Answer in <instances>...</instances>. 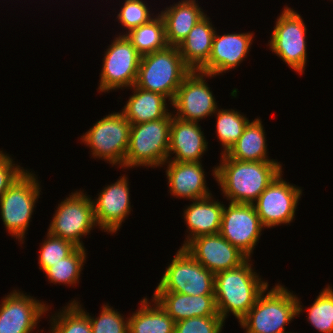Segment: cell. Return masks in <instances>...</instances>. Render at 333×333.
Segmentation results:
<instances>
[{
	"label": "cell",
	"mask_w": 333,
	"mask_h": 333,
	"mask_svg": "<svg viewBox=\"0 0 333 333\" xmlns=\"http://www.w3.org/2000/svg\"><path fill=\"white\" fill-rule=\"evenodd\" d=\"M275 24L268 43L271 50L293 70L303 74L307 64V29L303 19L286 6Z\"/></svg>",
	"instance_id": "30bf717a"
},
{
	"label": "cell",
	"mask_w": 333,
	"mask_h": 333,
	"mask_svg": "<svg viewBox=\"0 0 333 333\" xmlns=\"http://www.w3.org/2000/svg\"><path fill=\"white\" fill-rule=\"evenodd\" d=\"M267 290L268 287L239 321L245 333H288L285 326L302 312L299 298L284 286L277 284L264 295Z\"/></svg>",
	"instance_id": "3957f363"
},
{
	"label": "cell",
	"mask_w": 333,
	"mask_h": 333,
	"mask_svg": "<svg viewBox=\"0 0 333 333\" xmlns=\"http://www.w3.org/2000/svg\"><path fill=\"white\" fill-rule=\"evenodd\" d=\"M224 204L208 197L193 200V203L184 210V219L189 235L184 241V247L190 240L201 235L217 234L220 231L222 211ZM191 233V234H190Z\"/></svg>",
	"instance_id": "603a6c76"
},
{
	"label": "cell",
	"mask_w": 333,
	"mask_h": 333,
	"mask_svg": "<svg viewBox=\"0 0 333 333\" xmlns=\"http://www.w3.org/2000/svg\"><path fill=\"white\" fill-rule=\"evenodd\" d=\"M264 131L259 118L249 122L243 134L226 154L240 161H275L267 157V140Z\"/></svg>",
	"instance_id": "4316f807"
},
{
	"label": "cell",
	"mask_w": 333,
	"mask_h": 333,
	"mask_svg": "<svg viewBox=\"0 0 333 333\" xmlns=\"http://www.w3.org/2000/svg\"><path fill=\"white\" fill-rule=\"evenodd\" d=\"M218 112V113H217ZM216 133L222 147L221 154H225L243 134L246 125L250 122L246 116L233 109H217Z\"/></svg>",
	"instance_id": "f1b7e54d"
},
{
	"label": "cell",
	"mask_w": 333,
	"mask_h": 333,
	"mask_svg": "<svg viewBox=\"0 0 333 333\" xmlns=\"http://www.w3.org/2000/svg\"><path fill=\"white\" fill-rule=\"evenodd\" d=\"M207 144L198 122L185 121L172 115L168 157L172 152L176 155L171 161L200 162L208 148Z\"/></svg>",
	"instance_id": "ffe728a7"
},
{
	"label": "cell",
	"mask_w": 333,
	"mask_h": 333,
	"mask_svg": "<svg viewBox=\"0 0 333 333\" xmlns=\"http://www.w3.org/2000/svg\"><path fill=\"white\" fill-rule=\"evenodd\" d=\"M126 176L103 188L97 200H92L97 226L108 233H116L131 212L130 192Z\"/></svg>",
	"instance_id": "e0dca14e"
},
{
	"label": "cell",
	"mask_w": 333,
	"mask_h": 333,
	"mask_svg": "<svg viewBox=\"0 0 333 333\" xmlns=\"http://www.w3.org/2000/svg\"><path fill=\"white\" fill-rule=\"evenodd\" d=\"M249 258L240 266L215 274V300L223 320L232 313L239 321L254 306L268 283L252 269Z\"/></svg>",
	"instance_id": "7a4b0ae2"
},
{
	"label": "cell",
	"mask_w": 333,
	"mask_h": 333,
	"mask_svg": "<svg viewBox=\"0 0 333 333\" xmlns=\"http://www.w3.org/2000/svg\"><path fill=\"white\" fill-rule=\"evenodd\" d=\"M229 203L223 208L219 233L250 259L265 227L253 204Z\"/></svg>",
	"instance_id": "4fadbf2b"
},
{
	"label": "cell",
	"mask_w": 333,
	"mask_h": 333,
	"mask_svg": "<svg viewBox=\"0 0 333 333\" xmlns=\"http://www.w3.org/2000/svg\"><path fill=\"white\" fill-rule=\"evenodd\" d=\"M213 175L222 193L232 203L253 204L282 171L277 161H240L221 155Z\"/></svg>",
	"instance_id": "6da1fadb"
},
{
	"label": "cell",
	"mask_w": 333,
	"mask_h": 333,
	"mask_svg": "<svg viewBox=\"0 0 333 333\" xmlns=\"http://www.w3.org/2000/svg\"><path fill=\"white\" fill-rule=\"evenodd\" d=\"M131 123L120 111L97 121L83 136L82 142L92 150L93 158H102L122 168L129 146Z\"/></svg>",
	"instance_id": "ba28073f"
},
{
	"label": "cell",
	"mask_w": 333,
	"mask_h": 333,
	"mask_svg": "<svg viewBox=\"0 0 333 333\" xmlns=\"http://www.w3.org/2000/svg\"><path fill=\"white\" fill-rule=\"evenodd\" d=\"M172 115L170 113L159 120L131 124L123 168L165 165L168 160Z\"/></svg>",
	"instance_id": "5b68a950"
},
{
	"label": "cell",
	"mask_w": 333,
	"mask_h": 333,
	"mask_svg": "<svg viewBox=\"0 0 333 333\" xmlns=\"http://www.w3.org/2000/svg\"><path fill=\"white\" fill-rule=\"evenodd\" d=\"M215 30L205 15L177 46L185 65L191 71H199L207 63L212 51Z\"/></svg>",
	"instance_id": "cb8c5ba5"
},
{
	"label": "cell",
	"mask_w": 333,
	"mask_h": 333,
	"mask_svg": "<svg viewBox=\"0 0 333 333\" xmlns=\"http://www.w3.org/2000/svg\"><path fill=\"white\" fill-rule=\"evenodd\" d=\"M94 226H97V223L92 200L79 190L58 204L48 233L85 248L80 238L88 235Z\"/></svg>",
	"instance_id": "9c48e42d"
},
{
	"label": "cell",
	"mask_w": 333,
	"mask_h": 333,
	"mask_svg": "<svg viewBox=\"0 0 333 333\" xmlns=\"http://www.w3.org/2000/svg\"><path fill=\"white\" fill-rule=\"evenodd\" d=\"M108 47L103 58L99 91L132 87L136 83L141 55L123 34Z\"/></svg>",
	"instance_id": "8fae6325"
},
{
	"label": "cell",
	"mask_w": 333,
	"mask_h": 333,
	"mask_svg": "<svg viewBox=\"0 0 333 333\" xmlns=\"http://www.w3.org/2000/svg\"><path fill=\"white\" fill-rule=\"evenodd\" d=\"M280 172L253 203L264 227L290 224L295 216L302 190L283 180Z\"/></svg>",
	"instance_id": "7c38bea8"
},
{
	"label": "cell",
	"mask_w": 333,
	"mask_h": 333,
	"mask_svg": "<svg viewBox=\"0 0 333 333\" xmlns=\"http://www.w3.org/2000/svg\"><path fill=\"white\" fill-rule=\"evenodd\" d=\"M252 40L253 33L220 36L215 32L210 57L199 71L211 78L236 68L247 57Z\"/></svg>",
	"instance_id": "ac0fdd59"
},
{
	"label": "cell",
	"mask_w": 333,
	"mask_h": 333,
	"mask_svg": "<svg viewBox=\"0 0 333 333\" xmlns=\"http://www.w3.org/2000/svg\"><path fill=\"white\" fill-rule=\"evenodd\" d=\"M51 317L50 333H92L89 317L75 299Z\"/></svg>",
	"instance_id": "f546056e"
},
{
	"label": "cell",
	"mask_w": 333,
	"mask_h": 333,
	"mask_svg": "<svg viewBox=\"0 0 333 333\" xmlns=\"http://www.w3.org/2000/svg\"><path fill=\"white\" fill-rule=\"evenodd\" d=\"M165 163H168L166 175L173 196L195 201L211 195L201 162H177L169 158Z\"/></svg>",
	"instance_id": "d6986e66"
},
{
	"label": "cell",
	"mask_w": 333,
	"mask_h": 333,
	"mask_svg": "<svg viewBox=\"0 0 333 333\" xmlns=\"http://www.w3.org/2000/svg\"><path fill=\"white\" fill-rule=\"evenodd\" d=\"M224 323L221 316H196L176 322L174 333H221Z\"/></svg>",
	"instance_id": "d590c367"
},
{
	"label": "cell",
	"mask_w": 333,
	"mask_h": 333,
	"mask_svg": "<svg viewBox=\"0 0 333 333\" xmlns=\"http://www.w3.org/2000/svg\"><path fill=\"white\" fill-rule=\"evenodd\" d=\"M191 72L177 46L141 56L135 86L156 92L172 102L183 79Z\"/></svg>",
	"instance_id": "277c9868"
},
{
	"label": "cell",
	"mask_w": 333,
	"mask_h": 333,
	"mask_svg": "<svg viewBox=\"0 0 333 333\" xmlns=\"http://www.w3.org/2000/svg\"><path fill=\"white\" fill-rule=\"evenodd\" d=\"M76 248L77 246L71 241L47 233V238L40 248L39 269L45 272L49 267L69 256Z\"/></svg>",
	"instance_id": "d6a6232c"
},
{
	"label": "cell",
	"mask_w": 333,
	"mask_h": 333,
	"mask_svg": "<svg viewBox=\"0 0 333 333\" xmlns=\"http://www.w3.org/2000/svg\"><path fill=\"white\" fill-rule=\"evenodd\" d=\"M86 254L85 248L77 247L69 256L49 267L45 271L49 281L54 284L62 283L69 286L78 283L80 273L83 270V263L86 261Z\"/></svg>",
	"instance_id": "4dcf8cb0"
},
{
	"label": "cell",
	"mask_w": 333,
	"mask_h": 333,
	"mask_svg": "<svg viewBox=\"0 0 333 333\" xmlns=\"http://www.w3.org/2000/svg\"><path fill=\"white\" fill-rule=\"evenodd\" d=\"M152 298L175 322L196 316H220L215 295L191 296L176 292H154Z\"/></svg>",
	"instance_id": "44dd1931"
},
{
	"label": "cell",
	"mask_w": 333,
	"mask_h": 333,
	"mask_svg": "<svg viewBox=\"0 0 333 333\" xmlns=\"http://www.w3.org/2000/svg\"><path fill=\"white\" fill-rule=\"evenodd\" d=\"M206 73L191 71L182 81L170 103L177 113L175 117L199 122L200 119L213 115L217 110L215 98L205 82Z\"/></svg>",
	"instance_id": "5bb4252c"
},
{
	"label": "cell",
	"mask_w": 333,
	"mask_h": 333,
	"mask_svg": "<svg viewBox=\"0 0 333 333\" xmlns=\"http://www.w3.org/2000/svg\"><path fill=\"white\" fill-rule=\"evenodd\" d=\"M44 302L14 290L0 304V333H31L48 310Z\"/></svg>",
	"instance_id": "2e32d148"
},
{
	"label": "cell",
	"mask_w": 333,
	"mask_h": 333,
	"mask_svg": "<svg viewBox=\"0 0 333 333\" xmlns=\"http://www.w3.org/2000/svg\"><path fill=\"white\" fill-rule=\"evenodd\" d=\"M90 320L92 333H128L129 320L108 304L102 306L99 317L94 318L85 312Z\"/></svg>",
	"instance_id": "836d02e7"
},
{
	"label": "cell",
	"mask_w": 333,
	"mask_h": 333,
	"mask_svg": "<svg viewBox=\"0 0 333 333\" xmlns=\"http://www.w3.org/2000/svg\"><path fill=\"white\" fill-rule=\"evenodd\" d=\"M142 0H125L117 19L129 32L130 30L147 23L151 17L149 8Z\"/></svg>",
	"instance_id": "e575fe53"
},
{
	"label": "cell",
	"mask_w": 333,
	"mask_h": 333,
	"mask_svg": "<svg viewBox=\"0 0 333 333\" xmlns=\"http://www.w3.org/2000/svg\"><path fill=\"white\" fill-rule=\"evenodd\" d=\"M215 274L197 262L181 247L166 268L155 292L186 295H215Z\"/></svg>",
	"instance_id": "52a82bcc"
},
{
	"label": "cell",
	"mask_w": 333,
	"mask_h": 333,
	"mask_svg": "<svg viewBox=\"0 0 333 333\" xmlns=\"http://www.w3.org/2000/svg\"><path fill=\"white\" fill-rule=\"evenodd\" d=\"M308 321L320 333H333V289L328 285L308 308Z\"/></svg>",
	"instance_id": "1f68e13d"
},
{
	"label": "cell",
	"mask_w": 333,
	"mask_h": 333,
	"mask_svg": "<svg viewBox=\"0 0 333 333\" xmlns=\"http://www.w3.org/2000/svg\"><path fill=\"white\" fill-rule=\"evenodd\" d=\"M13 159L0 150V197L9 189L15 180L25 171L23 167L13 164ZM16 165V166H15Z\"/></svg>",
	"instance_id": "8d00e7d4"
},
{
	"label": "cell",
	"mask_w": 333,
	"mask_h": 333,
	"mask_svg": "<svg viewBox=\"0 0 333 333\" xmlns=\"http://www.w3.org/2000/svg\"><path fill=\"white\" fill-rule=\"evenodd\" d=\"M154 17L124 34L141 56L163 50L168 46L163 18L160 14Z\"/></svg>",
	"instance_id": "83f0119b"
},
{
	"label": "cell",
	"mask_w": 333,
	"mask_h": 333,
	"mask_svg": "<svg viewBox=\"0 0 333 333\" xmlns=\"http://www.w3.org/2000/svg\"><path fill=\"white\" fill-rule=\"evenodd\" d=\"M134 91L122 109L124 117L131 124L155 121L169 115L166 99L162 94L147 91L133 85Z\"/></svg>",
	"instance_id": "d4e9b609"
},
{
	"label": "cell",
	"mask_w": 333,
	"mask_h": 333,
	"mask_svg": "<svg viewBox=\"0 0 333 333\" xmlns=\"http://www.w3.org/2000/svg\"><path fill=\"white\" fill-rule=\"evenodd\" d=\"M168 46H178L196 23L205 16L196 0H181L160 13Z\"/></svg>",
	"instance_id": "7402d4cb"
},
{
	"label": "cell",
	"mask_w": 333,
	"mask_h": 333,
	"mask_svg": "<svg viewBox=\"0 0 333 333\" xmlns=\"http://www.w3.org/2000/svg\"><path fill=\"white\" fill-rule=\"evenodd\" d=\"M25 170L0 197V215L11 236L24 243V237L35 203L40 195V182Z\"/></svg>",
	"instance_id": "8992f818"
},
{
	"label": "cell",
	"mask_w": 333,
	"mask_h": 333,
	"mask_svg": "<svg viewBox=\"0 0 333 333\" xmlns=\"http://www.w3.org/2000/svg\"><path fill=\"white\" fill-rule=\"evenodd\" d=\"M184 248L202 266L213 274L233 269L248 257L220 233L201 235L190 240Z\"/></svg>",
	"instance_id": "9a60e30c"
},
{
	"label": "cell",
	"mask_w": 333,
	"mask_h": 333,
	"mask_svg": "<svg viewBox=\"0 0 333 333\" xmlns=\"http://www.w3.org/2000/svg\"><path fill=\"white\" fill-rule=\"evenodd\" d=\"M151 300L154 302L153 308L148 299L144 298L141 307L128 317V333H174L176 322L156 300Z\"/></svg>",
	"instance_id": "484cf974"
}]
</instances>
